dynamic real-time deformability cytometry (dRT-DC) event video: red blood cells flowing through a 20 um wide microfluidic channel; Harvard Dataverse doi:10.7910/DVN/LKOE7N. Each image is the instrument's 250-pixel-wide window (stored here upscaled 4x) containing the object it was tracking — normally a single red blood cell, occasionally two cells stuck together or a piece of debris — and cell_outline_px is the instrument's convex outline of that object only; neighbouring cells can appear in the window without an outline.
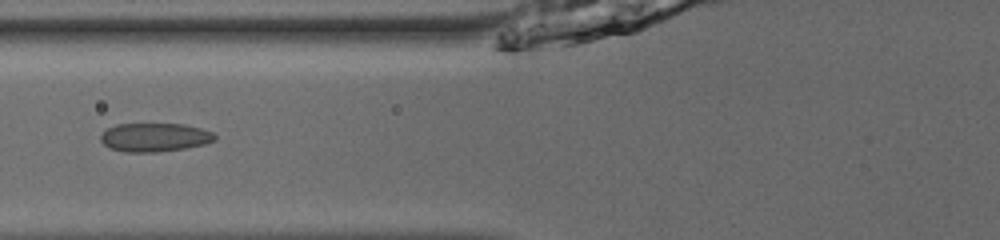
{"species": "common noctule bat (a hibernating species)", "species_latin": "Nyctalus noctula", "temperature_condition": "room temperature", "stored_images_in_passage": 37, "camera_frame_rate_fps": 3000, "um_per_image_px": 0.085, "animal": {"sex": "male", "body_mass_g": 13.0, "forearm_length_mm": 53.1}, "frame": {"image": 1, "passage_image": 7, "time_ms": 2.0, "image_size_px": [1000, 240], "cell_outline_px": [[216, 140], [204, 144], [184, 148], [156, 152], [124, 152], [108, 148], [100, 140], [100, 136], [108, 128], [116, 124], [184, 124], [200, 128], [212, 132], [216, 136]], "centroid_in_image_um": [13.13, 11.67], "position_along_channel_um": 112.7, "area_um2": 19.02}}
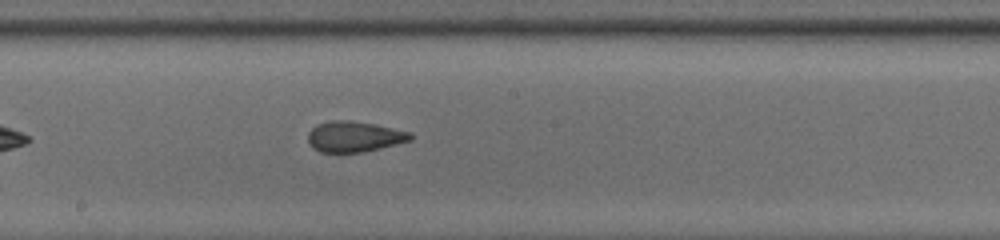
{"frame": {"image": 2, "passage_image": 15, "time_ms": 4.667, "image_size_px": [1000, 240], "cell_outline_px": [[412, 140], [364, 152], [320, 152], [312, 148], [308, 144], [308, 132], [316, 124], [332, 120], [348, 120], [376, 124], [412, 132]], "centroid_in_image_um": [30.1, 11.61], "position_along_channel_um": 218.1, "area_um2": 18.5}}
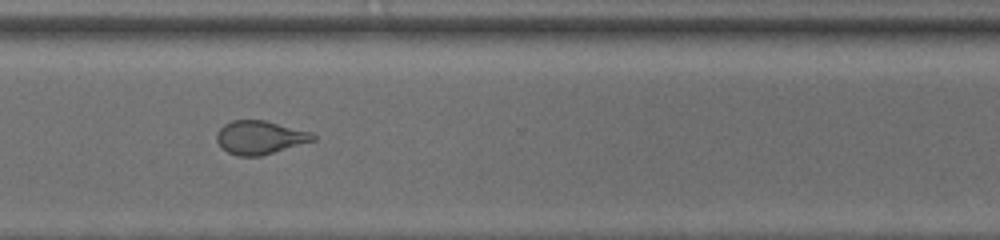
{"frame": {"image": 3, "passage_image": 25, "time_ms": 8.0, "image_size_px": [1000, 240], "cell_outline_px": [[316, 140], [260, 156], [236, 156], [228, 152], [216, 140], [216, 132], [224, 124], [232, 120], [264, 120], [312, 132], [316, 136]], "centroid_in_image_um": [22.09, 11.68], "position_along_channel_um": 348.5, "area_um2": 18.73}, "authors_computed_cell_mechanics": {"area_um2": 18.8428, "velocity_mm_per_s": 3.9263, "shape_relaxation_time_tau1_ms": null, "shape_relaxation_time_tau2_ms": 1.2931, "deformation_change_tau1": null, "deformation_change_tau2": 0.0641}}